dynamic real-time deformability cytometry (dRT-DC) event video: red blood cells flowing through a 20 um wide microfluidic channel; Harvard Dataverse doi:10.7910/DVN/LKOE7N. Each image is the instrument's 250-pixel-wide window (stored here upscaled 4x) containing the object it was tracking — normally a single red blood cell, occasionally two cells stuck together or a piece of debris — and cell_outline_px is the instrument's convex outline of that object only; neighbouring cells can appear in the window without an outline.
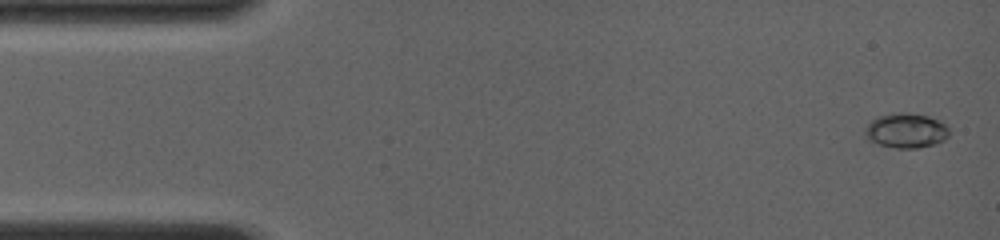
{"species": "common noctule bat (a hibernating species)", "species_latin": "Nyctalus noctula", "temperature_condition": "room temperature", "stored_images_in_passage": 9, "camera_frame_rate_fps": 4000, "um_per_image_px": 0.085, "animal": {"sex": "female", "body_mass_g": 19.0, "forearm_length_mm": 56.7}, "frame": {"image": 1, "passage_image": 1, "time_ms": 0.0, "image_size_px": [1000, 240], "cell_outline_px": [[948, 136], [944, 140], [936, 144], [916, 148], [896, 148], [880, 144], [868, 140], [864, 132], [864, 128], [876, 116], [892, 112], [908, 112], [928, 116], [940, 120], [948, 128]], "centroid_in_image_um": [77.0, 11.08], "position_along_channel_um": 8.0, "area_um2": 17.22}}
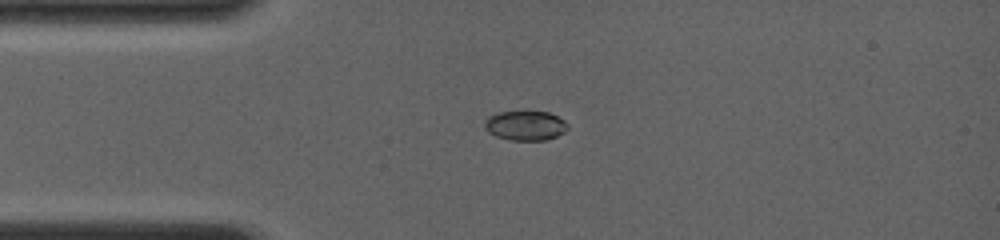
{"frame": {"image": 2, "passage_image": 7, "time_ms": 3.25, "image_size_px": [1000, 240], "cell_outline_px": [[568, 128], [564, 132], [556, 136], [544, 140], [508, 140], [496, 136], [488, 132], [484, 128], [484, 120], [488, 116], [496, 112], [528, 108], [548, 112], [564, 120], [568, 124]], "centroid_in_image_um": [44.61, 10.61], "position_along_channel_um": 40.4, "area_um2": 15.09}}
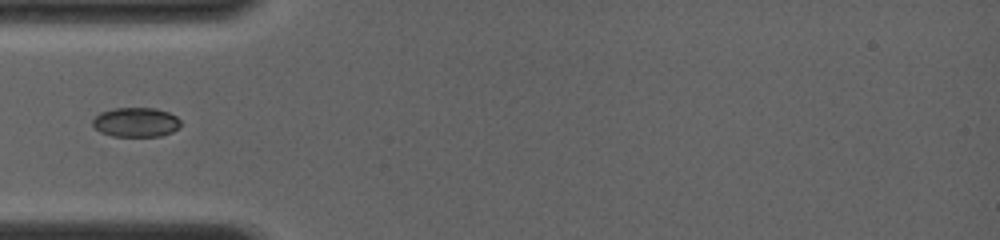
{"frame": {"image": 3, "passage_image": 9, "time_ms": 4.5, "image_size_px": [1000, 240], "cell_outline_px": [[180, 128], [172, 132], [160, 136], [112, 136], [100, 132], [92, 124], [92, 120], [100, 112], [116, 108], [156, 108], [168, 112], [176, 116], [180, 120]], "centroid_in_image_um": [11.57, 10.39], "position_along_channel_um": 73.4, "area_um2": 15.14}}